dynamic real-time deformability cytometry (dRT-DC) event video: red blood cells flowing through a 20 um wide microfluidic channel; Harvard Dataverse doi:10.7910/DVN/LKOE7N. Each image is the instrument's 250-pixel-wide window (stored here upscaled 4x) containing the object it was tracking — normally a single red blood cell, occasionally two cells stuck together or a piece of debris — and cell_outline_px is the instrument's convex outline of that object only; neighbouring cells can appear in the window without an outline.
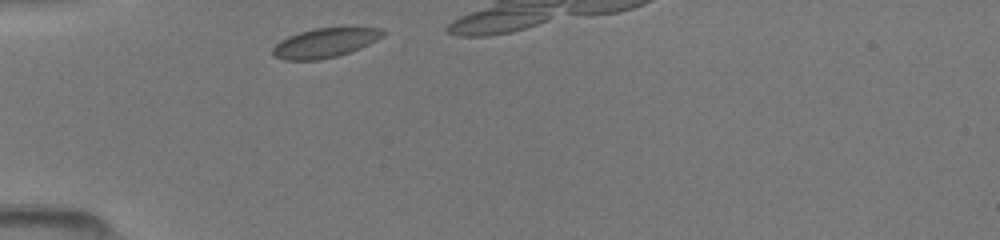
{"species": "common noctule bat (a hibernating species)", "species_latin": "Nyctalus noctula", "temperature_condition": "room temperature", "stored_images_in_passage": 8, "camera_frame_rate_fps": 3000, "um_per_image_px": 0.085, "animal": {"sex": "female", "body_mass_g": 19.5, "forearm_length_mm": 54.1}, "frame": {"image": 1, "passage_image": 1, "time_ms": 0.0, "image_size_px": [1000, 240], "cell_outline_px": [[388, 32], [384, 36], [360, 48], [336, 56], [316, 60], [284, 60], [272, 56], [272, 48], [280, 40], [288, 36], [300, 32], [316, 28], [348, 24], [352, 24], [384, 28]], "centroid_in_image_um": [27.72, 3.57], "position_along_channel_um": 57.3, "area_um2": 19.83}}